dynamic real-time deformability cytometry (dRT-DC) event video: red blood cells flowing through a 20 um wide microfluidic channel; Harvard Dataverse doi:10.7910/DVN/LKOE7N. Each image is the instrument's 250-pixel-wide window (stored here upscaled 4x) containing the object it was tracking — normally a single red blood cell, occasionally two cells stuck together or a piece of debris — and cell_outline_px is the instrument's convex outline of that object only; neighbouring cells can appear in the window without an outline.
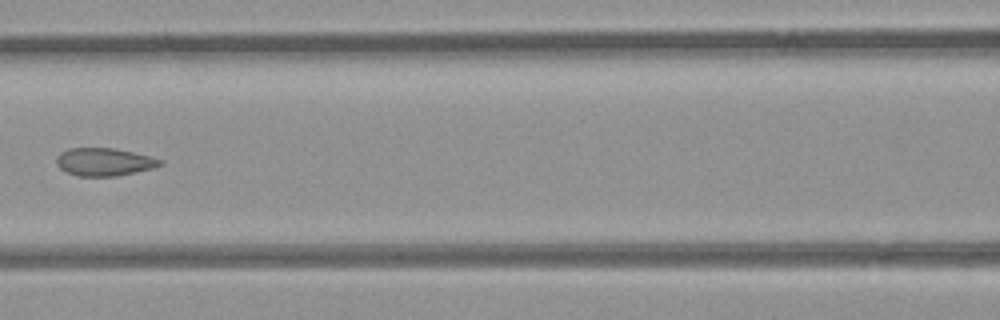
{"species": "common noctule bat (a hibernating species)", "species_latin": "Nyctalus noctula", "temperature_condition": "room temperature", "stored_images_in_passage": 8, "camera_frame_rate_fps": 3000, "um_per_image_px": 0.085, "animal": {"sex": "female", "body_mass_g": 21.9}, "frame": {"image": 1, "passage_image": 7, "time_ms": 7.0, "image_size_px": [1000, 320], "cell_outline_px": [[164, 164], [152, 168], [136, 172], [116, 176], [80, 176], [68, 172], [60, 168], [56, 164], [56, 156], [60, 152], [68, 148], [112, 148], [132, 152], [164, 160]], "centroid_in_image_um": [8.85, 13.76], "position_along_channel_um": 157.8, "area_um2": 16.76}}
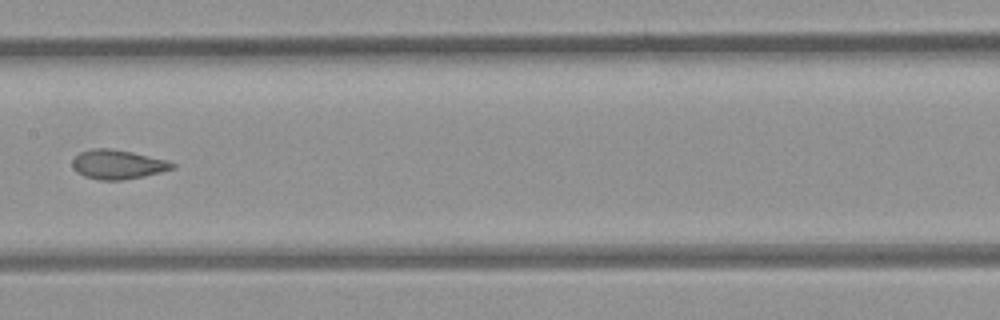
{"frame": {"image": 2, "passage_image": 8, "time_ms": 8.0, "image_size_px": [1000, 320], "cell_outline_px": [[176, 168], [144, 176], [124, 180], [100, 180], [84, 176], [76, 172], [72, 168], [72, 160], [80, 152], [92, 148], [112, 148], [132, 152], [168, 160], [176, 164]], "centroid_in_image_um": [10.01, 13.97], "position_along_channel_um": 197.4, "area_um2": 17.22}}